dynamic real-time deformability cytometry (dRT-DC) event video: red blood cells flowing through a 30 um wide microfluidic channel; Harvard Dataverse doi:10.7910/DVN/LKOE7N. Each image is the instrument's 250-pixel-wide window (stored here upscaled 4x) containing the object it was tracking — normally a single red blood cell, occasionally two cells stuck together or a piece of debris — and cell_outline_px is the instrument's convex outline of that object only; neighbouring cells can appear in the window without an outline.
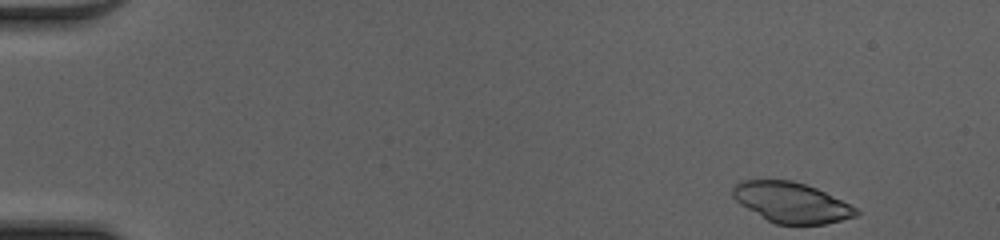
{"species": "common noctule bat (a hibernating species)", "species_latin": "Nyctalus noctula", "temperature_condition": "cold", "stored_images_in_passage": 45, "camera_frame_rate_fps": 3000, "um_per_image_px": 0.085, "animal": {"sex": "female", "body_mass_g": 20.0, "forearm_length_mm": 54.0}, "frame": {"image": 1, "passage_image": 1, "time_ms": 0.0, "image_size_px": [1000, 240], "cell_outline_px": [[860, 212], [856, 216], [824, 224], [776, 224], [768, 220], [740, 204], [732, 196], [732, 188], [740, 180], [792, 180], [816, 188], [856, 208]], "centroid_in_image_um": [67.23, 17.2], "position_along_channel_um": 17.8, "area_um2": 28.55}}
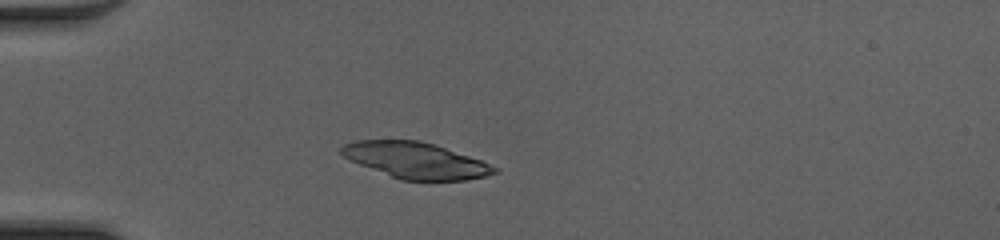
{"frame": {"image": 2, "passage_image": 11, "time_ms": 3.333, "image_size_px": [1000, 240], "cell_outline_px": [[500, 172], [468, 180], [400, 180], [348, 160], [340, 152], [340, 148], [344, 144], [356, 140], [420, 140], [480, 160], [500, 168]], "centroid_in_image_um": [35.31, 13.64], "position_along_channel_um": 49.7, "area_um2": 32.02}}